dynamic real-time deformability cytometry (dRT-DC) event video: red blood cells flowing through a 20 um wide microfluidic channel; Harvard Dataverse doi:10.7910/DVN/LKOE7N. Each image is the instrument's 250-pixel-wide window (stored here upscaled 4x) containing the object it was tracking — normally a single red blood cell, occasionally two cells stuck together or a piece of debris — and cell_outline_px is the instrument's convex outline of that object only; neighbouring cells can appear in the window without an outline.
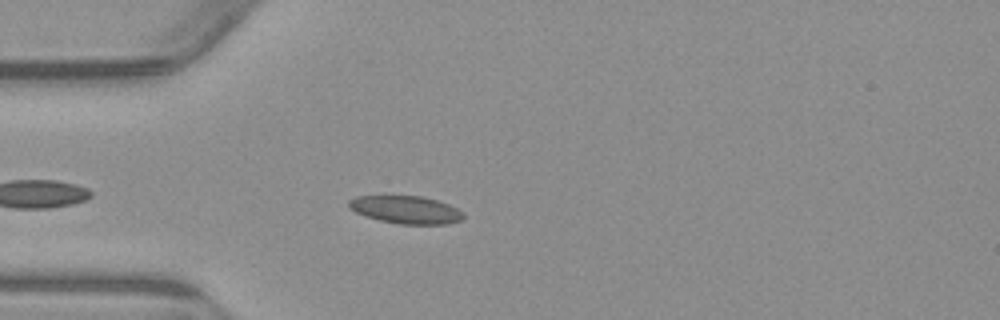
{"species": "common noctule bat (a hibernating species)", "species_latin": "Nyctalus noctula", "temperature_condition": "warm", "stored_images_in_passage": 4, "camera_frame_rate_fps": 3000, "um_per_image_px": 0.085, "animal": {"sex": "male", "body_mass_g": 23.1, "forearm_length_mm": 52.7}, "frame": {"image": 1, "passage_image": 4, "time_ms": 3.667, "image_size_px": [1000, 320], "cell_outline_px": [[464, 216], [460, 220], [448, 224], [400, 224], [380, 220], [364, 216], [348, 208], [348, 200], [356, 196], [420, 196], [436, 200], [448, 204], [464, 212]], "centroid_in_image_um": [34.48, 17.83], "position_along_channel_um": 50.5, "area_um2": 18.5}}